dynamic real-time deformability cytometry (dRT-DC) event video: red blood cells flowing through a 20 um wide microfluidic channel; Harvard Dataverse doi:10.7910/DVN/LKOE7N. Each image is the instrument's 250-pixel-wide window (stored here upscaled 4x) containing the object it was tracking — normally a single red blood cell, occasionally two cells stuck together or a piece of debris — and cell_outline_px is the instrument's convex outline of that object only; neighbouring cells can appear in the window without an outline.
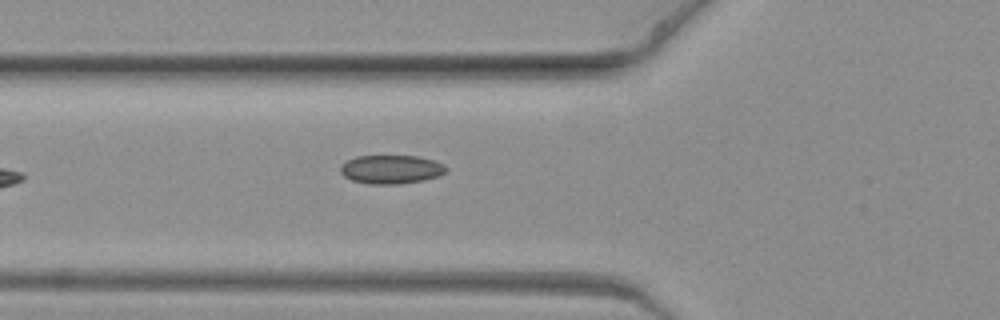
{"species": "common noctule bat (a hibernating species)", "species_latin": "Nyctalus noctula", "temperature_condition": "warm", "stored_images_in_passage": 8, "camera_frame_rate_fps": 3000, "um_per_image_px": 0.085, "animal": {"sex": "female", "body_mass_g": 19.3, "forearm_length_mm": 54.1}, "frame": {"image": 1, "passage_image": 8, "time_ms": 2.333, "image_size_px": [1000, 320], "cell_outline_px": [[448, 168], [444, 172], [436, 176], [424, 180], [400, 184], [368, 184], [352, 180], [344, 176], [340, 172], [340, 164], [356, 156], [416, 156], [432, 160], [444, 164]], "centroid_in_image_um": [33.21, 14.4], "position_along_channel_um": 92.6, "area_um2": 17.63}}